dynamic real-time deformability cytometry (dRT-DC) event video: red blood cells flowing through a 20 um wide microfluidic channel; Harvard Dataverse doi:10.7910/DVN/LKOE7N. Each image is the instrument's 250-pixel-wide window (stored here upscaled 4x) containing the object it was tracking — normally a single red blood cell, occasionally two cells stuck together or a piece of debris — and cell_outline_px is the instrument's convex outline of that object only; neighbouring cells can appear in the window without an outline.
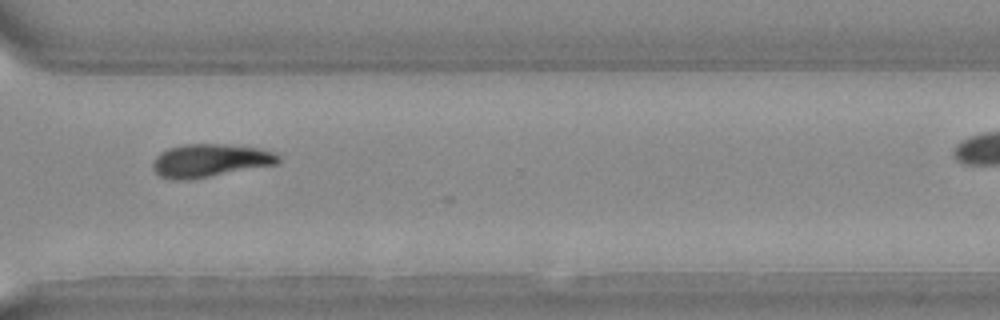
{"species": "Egyptian fruit bat (a non-hibernating species)", "species_latin": "Rousettus aegyptiacus", "temperature_condition": "warm", "stored_images_in_passage": 21, "camera_frame_rate_fps": 3000, "um_per_image_px": 0.085, "animal": {"sex": "female"}, "frame": {"image": 1, "passage_image": 20, "time_ms": 6.333, "image_size_px": [1000, 320], "cell_outline_px": [[280, 160], [276, 164], [188, 180], [176, 180], [160, 176], [152, 168], [152, 160], [160, 152], [168, 148], [184, 144], [224, 144], [260, 148], [272, 152], [280, 156]], "centroid_in_image_um": [17.81, 13.64], "position_along_channel_um": 352.8, "area_um2": 24.1}}